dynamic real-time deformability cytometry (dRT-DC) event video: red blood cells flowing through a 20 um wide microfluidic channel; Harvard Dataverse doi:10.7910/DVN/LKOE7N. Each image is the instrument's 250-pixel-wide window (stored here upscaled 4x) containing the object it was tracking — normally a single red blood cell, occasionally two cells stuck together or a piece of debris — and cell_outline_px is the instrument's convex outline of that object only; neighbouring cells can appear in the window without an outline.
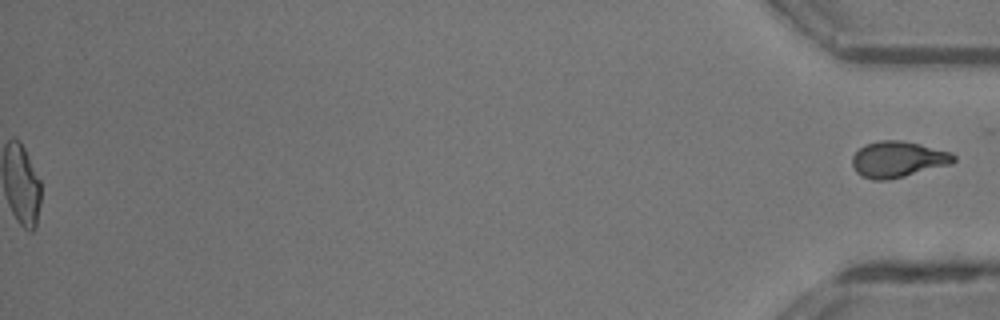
{"species": "common noctule bat (a hibernating species)", "species_latin": "Nyctalus noctula", "temperature_condition": "room temperature", "stored_images_in_passage": 43, "segment_of_instrument_passage": [2, 2], "camera_frame_rate_fps": 3000, "um_per_image_px": 0.085, "animal": {"sex": "male", "body_mass_g": 13.3}, "frame": {"image": 1, "passage_image": 43, "time_ms": 14.0, "image_size_px": [1000, 320], "cell_outline_px": [[956, 160], [952, 164], [888, 180], [872, 180], [856, 172], [852, 164], [852, 156], [864, 144], [880, 140], [900, 140], [920, 144], [952, 152], [956, 156]], "centroid_in_image_um": [76.34, 13.54], "position_along_channel_um": 358.9, "area_um2": 21.39}}